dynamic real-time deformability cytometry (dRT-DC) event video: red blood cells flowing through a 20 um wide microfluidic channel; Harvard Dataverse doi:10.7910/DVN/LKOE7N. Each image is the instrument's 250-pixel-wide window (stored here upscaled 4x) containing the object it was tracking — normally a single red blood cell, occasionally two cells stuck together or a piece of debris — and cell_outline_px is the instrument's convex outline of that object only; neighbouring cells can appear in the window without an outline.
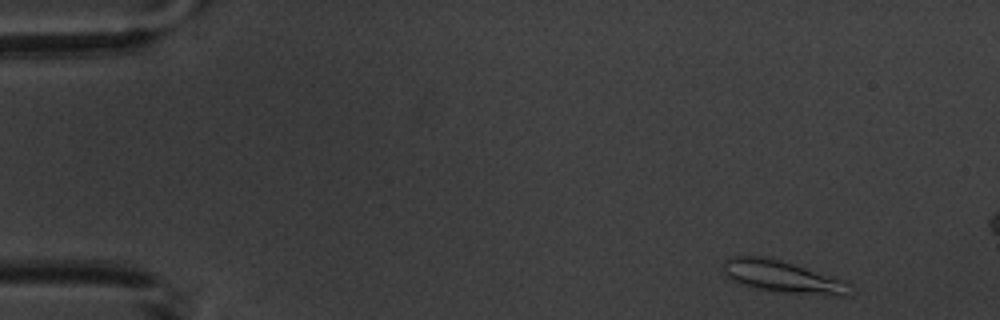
{"species": "common noctule bat (a hibernating species)", "species_latin": "Nyctalus noctula", "temperature_condition": "warm", "stored_images_in_passage": 4, "camera_frame_rate_fps": 3000, "um_per_image_px": 0.085, "animal": {"sex": "male", "body_mass_g": 20.1, "forearm_length_mm": 53.5}, "frame": {"image": 1, "passage_image": 1, "time_ms": 0.0, "image_size_px": [1000, 320], "cell_outline_px": [[856, 288], [852, 296], [832, 296], [788, 292], [756, 288], [744, 284], [728, 276], [724, 272], [724, 260], [732, 256], [764, 256], [780, 260], [848, 280]], "centroid_in_image_um": [66.72, 23.53], "position_along_channel_um": 18.3, "area_um2": 23.81}}